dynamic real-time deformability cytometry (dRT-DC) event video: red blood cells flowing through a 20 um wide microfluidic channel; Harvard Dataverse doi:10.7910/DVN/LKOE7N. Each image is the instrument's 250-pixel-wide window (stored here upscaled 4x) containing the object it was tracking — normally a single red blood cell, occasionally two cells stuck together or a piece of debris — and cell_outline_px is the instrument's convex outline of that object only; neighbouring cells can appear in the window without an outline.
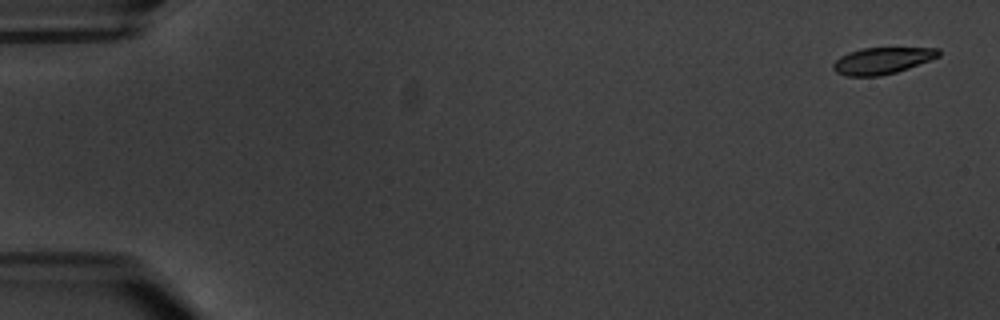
{"species": "common noctule bat (a hibernating species)", "species_latin": "Nyctalus noctula", "temperature_condition": "warm", "stored_images_in_passage": 3, "camera_frame_rate_fps": 3000, "um_per_image_px": 0.085, "animal": {"sex": "male", "body_mass_g": 20.1, "forearm_length_mm": 53.5}, "frame": {"image": 1, "passage_image": 1, "time_ms": 0.0, "image_size_px": [1000, 320], "cell_outline_px": [[940, 56], [908, 68], [896, 72], [880, 76], [848, 76], [836, 72], [832, 68], [832, 64], [840, 56], [848, 52], [864, 48], [940, 48]], "centroid_in_image_um": [74.97, 5.16], "position_along_channel_um": 10.0, "area_um2": 16.24}}